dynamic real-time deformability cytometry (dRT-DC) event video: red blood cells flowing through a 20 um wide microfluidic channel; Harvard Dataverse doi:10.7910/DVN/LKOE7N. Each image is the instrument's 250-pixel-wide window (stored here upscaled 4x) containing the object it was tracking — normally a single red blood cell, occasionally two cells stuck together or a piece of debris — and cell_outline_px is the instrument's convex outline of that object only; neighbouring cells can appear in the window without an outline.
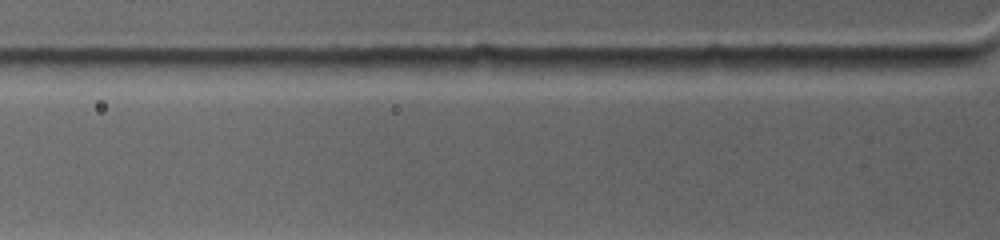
{"species": "common noctule bat (a hibernating species)", "species_latin": "Nyctalus noctula", "temperature_condition": "warm", "stored_images_in_passage": 4, "segment_of_instrument_passage": [2, 2], "camera_frame_rate_fps": 4500, "um_per_image_px": 0.085, "animal": {"sex": "female", "body_mass_g": 19.0, "forearm_length_mm": 53.3}, "frame": {"image": 1, "passage_image": 4, "time_ms": 0.444, "image_size_px": [1000, 240], "cell_outline_px": [[984, 60], [972, 64], [932, 72], [880, 72], [840, 68], [868, 56], [984, 52]], "centroid_in_image_um": [77.84, 5.3], "position_along_channel_um": 48.0, "area_um2": 14.51}}